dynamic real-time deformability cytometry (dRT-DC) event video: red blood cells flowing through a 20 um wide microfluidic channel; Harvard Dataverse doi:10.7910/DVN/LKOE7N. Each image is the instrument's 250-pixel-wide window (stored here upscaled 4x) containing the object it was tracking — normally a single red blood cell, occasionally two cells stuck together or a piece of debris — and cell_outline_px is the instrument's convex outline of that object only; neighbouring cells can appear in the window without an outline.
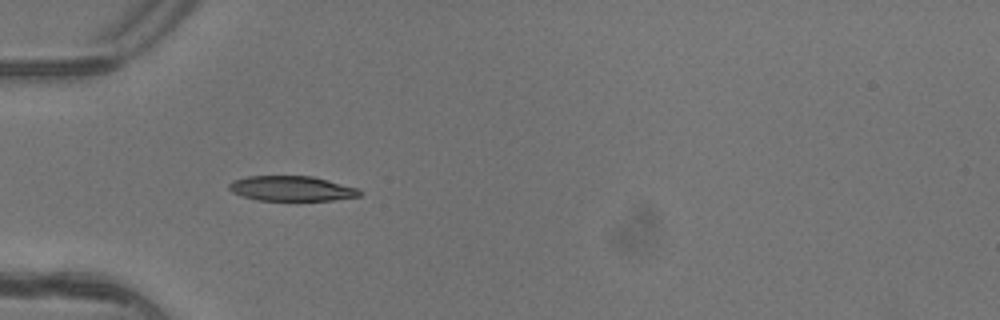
{"species": "common noctule bat (a hibernating species)", "species_latin": "Nyctalus noctula", "temperature_condition": "warm", "stored_images_in_passage": 5, "camera_frame_rate_fps": 3000, "um_per_image_px": 0.085, "animal": {"sex": "female"}, "frame": {"image": 1, "passage_image": 3, "time_ms": 0.667, "image_size_px": [1000, 320], "cell_outline_px": [[360, 196], [332, 200], [256, 200], [232, 192], [228, 188], [228, 184], [236, 180], [248, 176], [312, 176], [356, 188], [360, 192]], "centroid_in_image_um": [24.75, 16.02], "position_along_channel_um": 60.2, "area_um2": 18.67}}
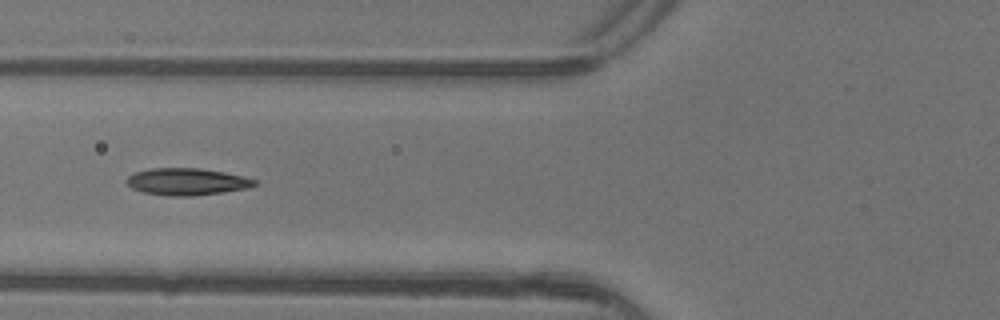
{"frame": {"image": 2, "passage_image": 4, "time_ms": 1.0, "image_size_px": [1000, 320], "cell_outline_px": [[256, 184], [248, 188], [224, 192], [192, 196], [168, 196], [144, 192], [132, 188], [124, 180], [128, 176], [136, 172], [152, 168], [200, 168], [224, 172], [244, 176], [256, 180]], "centroid_in_image_um": [15.89, 15.44], "position_along_channel_um": 109.9, "area_um2": 20.11}}
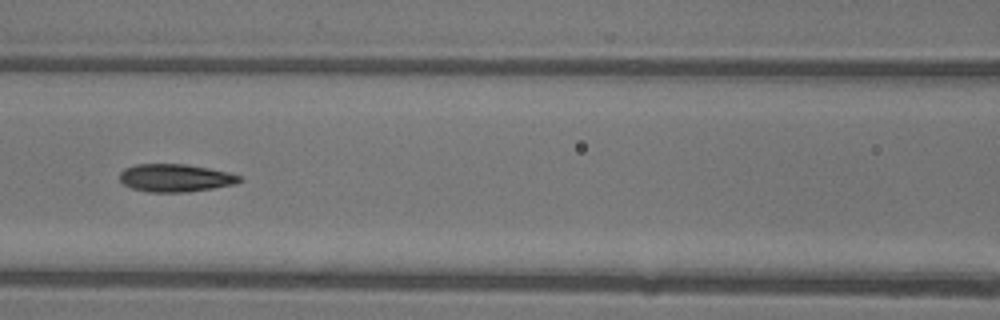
{"frame": {"image": 3, "passage_image": 5, "time_ms": 1.333, "image_size_px": [1000, 320], "cell_outline_px": [[244, 180], [236, 184], [188, 192], [148, 192], [132, 188], [124, 184], [120, 180], [120, 172], [124, 168], [136, 164], [188, 164], [228, 172], [240, 176]], "centroid_in_image_um": [14.91, 15.12], "position_along_channel_um": 151.7, "area_um2": 19.48}}